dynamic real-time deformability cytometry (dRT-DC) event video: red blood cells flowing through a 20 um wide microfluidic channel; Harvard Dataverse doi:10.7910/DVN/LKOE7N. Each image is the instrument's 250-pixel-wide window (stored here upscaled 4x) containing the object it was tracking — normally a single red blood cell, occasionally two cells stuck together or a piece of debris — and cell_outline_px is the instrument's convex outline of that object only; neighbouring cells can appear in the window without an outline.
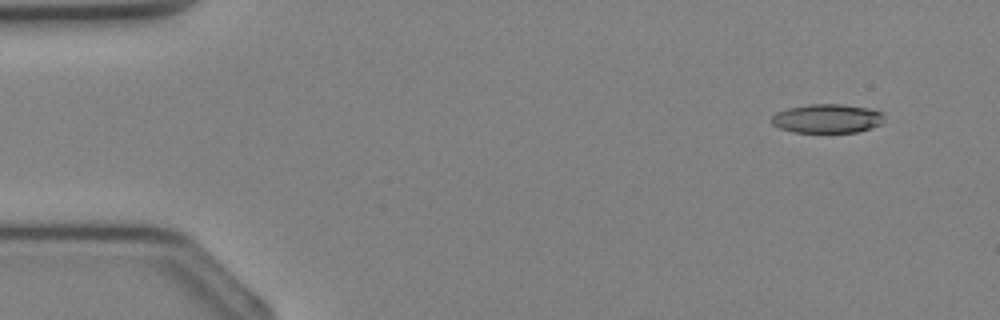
{"species": "Egyptian fruit bat (a non-hibernating species)", "species_latin": "Rousettus aegyptiacus", "temperature_condition": "cold", "stored_images_in_passage": 36, "camera_frame_rate_fps": 3000, "um_per_image_px": 0.085, "animal": {"sex": "female"}, "frame": {"image": 1, "passage_image": 3, "time_ms": 0.667, "image_size_px": [1000, 320], "cell_outline_px": [[884, 120], [880, 124], [872, 128], [860, 132], [792, 132], [780, 128], [772, 124], [768, 120], [776, 112], [788, 108], [808, 104], [844, 104], [868, 108], [884, 112]], "centroid_in_image_um": [70.31, 10.07], "position_along_channel_um": 14.7, "area_um2": 19.31}}
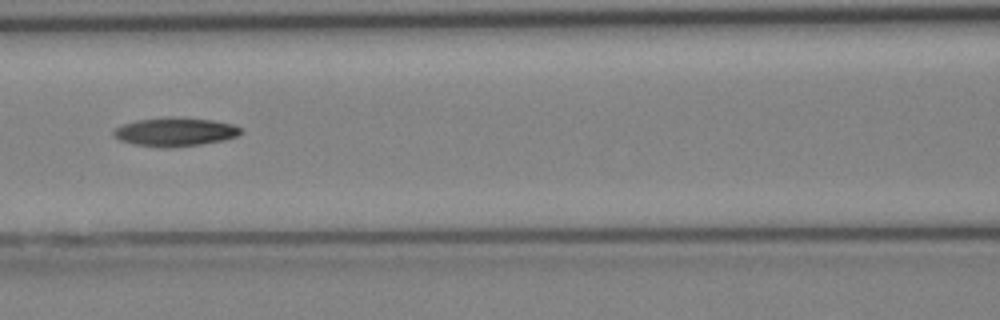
{"frame": {"image": 2, "passage_image": 16, "time_ms": 5.0, "image_size_px": [1000, 320], "cell_outline_px": [[244, 132], [236, 136], [224, 140], [200, 144], [160, 148], [132, 144], [120, 140], [112, 136], [112, 132], [116, 128], [124, 124], [136, 120], [164, 116], [176, 116], [212, 120], [232, 124], [240, 128]], "centroid_in_image_um": [14.85, 11.2], "position_along_channel_um": 151.8, "area_um2": 21.44}}
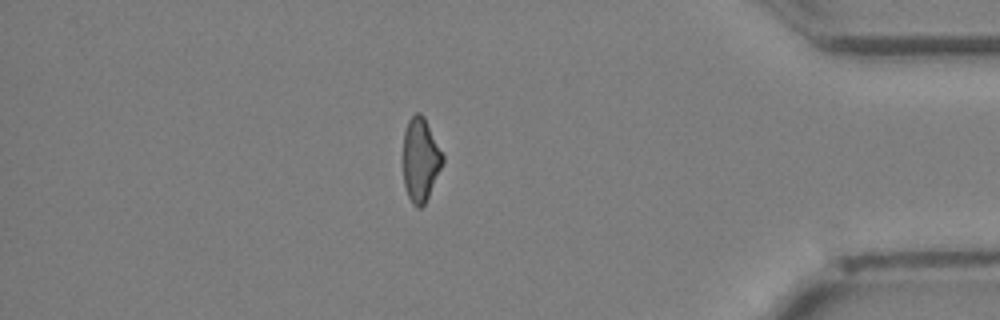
{"frame": {"image": 3, "passage_image": 31, "time_ms": 10.0, "image_size_px": [1000, 320], "cell_outline_px": [[444, 160], [428, 196], [424, 204], [420, 208], [416, 208], [412, 204], [408, 196], [404, 184], [404, 132], [408, 120], [416, 112], [420, 112], [424, 116], [444, 156]], "centroid_in_image_um": [35.74, 13.56], "position_along_channel_um": 399.5, "area_um2": 19.02}}